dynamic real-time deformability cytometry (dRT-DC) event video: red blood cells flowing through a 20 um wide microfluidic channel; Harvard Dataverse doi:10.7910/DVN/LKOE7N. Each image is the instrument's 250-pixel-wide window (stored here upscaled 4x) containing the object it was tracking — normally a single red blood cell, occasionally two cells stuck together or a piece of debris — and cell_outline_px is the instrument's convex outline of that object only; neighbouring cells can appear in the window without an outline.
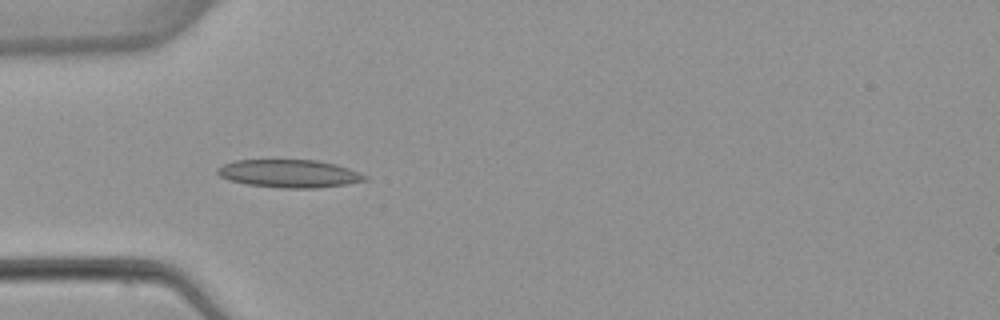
{"species": "common noctule bat (a hibernating species)", "species_latin": "Nyctalus noctula", "temperature_condition": "warm", "stored_images_in_passage": 6, "camera_frame_rate_fps": 3000, "um_per_image_px": 0.085, "animal": {"sex": "female", "body_mass_g": 22.7, "forearm_length_mm": 54.2}, "frame": {"image": 1, "passage_image": 5, "time_ms": 5.0, "image_size_px": [1000, 320], "cell_outline_px": [[368, 180], [344, 184], [316, 188], [280, 188], [248, 184], [228, 180], [220, 176], [216, 172], [216, 168], [224, 164], [236, 160], [316, 160], [348, 168], [368, 176]], "centroid_in_image_um": [24.55, 14.76], "position_along_channel_um": 60.4, "area_um2": 23.81}}
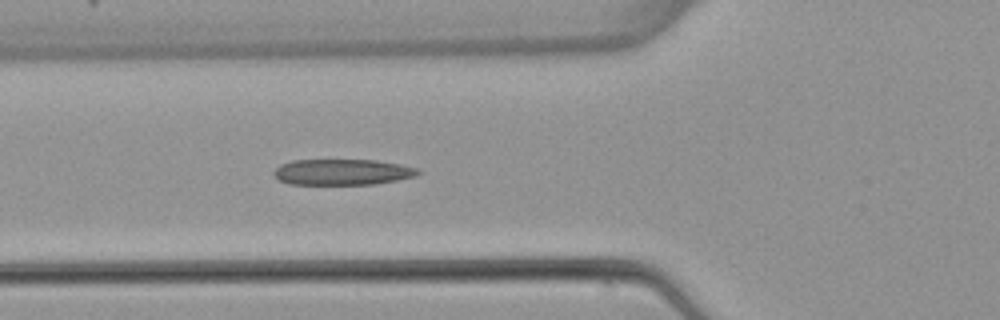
{"frame": {"image": 2, "passage_image": 6, "time_ms": 6.0, "image_size_px": [1000, 320], "cell_outline_px": [[420, 172], [416, 176], [376, 184], [288, 184], [276, 180], [272, 172], [280, 164], [292, 160], [376, 160], [400, 164], [416, 168]], "centroid_in_image_um": [29.04, 14.62], "position_along_channel_um": 96.8, "area_um2": 21.85}}